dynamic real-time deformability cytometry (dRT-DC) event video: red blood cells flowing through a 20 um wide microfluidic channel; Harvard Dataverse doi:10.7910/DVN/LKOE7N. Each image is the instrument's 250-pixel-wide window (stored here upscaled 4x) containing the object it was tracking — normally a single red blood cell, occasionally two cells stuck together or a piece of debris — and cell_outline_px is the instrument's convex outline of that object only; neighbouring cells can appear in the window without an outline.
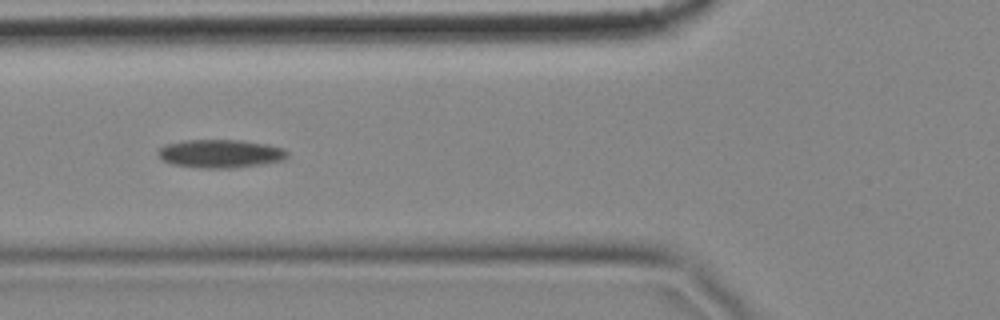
{"species": "common noctule bat (a hibernating species)", "species_latin": "Nyctalus noctula", "temperature_condition": "cold", "stored_images_in_passage": 12, "camera_frame_rate_fps": 3000, "um_per_image_px": 0.085, "animal": {"sex": "female", "body_mass_g": 18.4}, "frame": {"image": 1, "passage_image": 3, "time_ms": 0.667, "image_size_px": [1000, 320], "cell_outline_px": [[288, 156], [280, 160], [264, 164], [232, 168], [208, 168], [172, 164], [164, 160], [156, 152], [164, 144], [184, 140], [240, 140], [268, 144], [284, 148], [288, 152]], "centroid_in_image_um": [18.74, 13.05], "position_along_channel_um": 107.1, "area_um2": 21.27}}
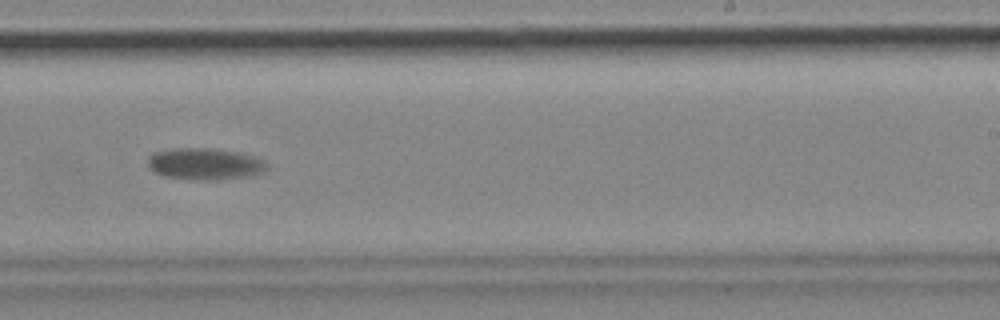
{"frame": {"image": 2, "passage_image": 7, "time_ms": 2.0, "image_size_px": [1000, 320], "cell_outline_px": [[268, 168], [264, 172], [252, 176], [216, 180], [196, 180], [164, 176], [148, 168], [148, 156], [156, 152], [176, 148], [208, 148], [236, 152], [256, 156], [264, 160], [268, 164]], "centroid_in_image_um": [17.46, 13.94], "position_along_channel_um": 271.5, "area_um2": 22.14}}
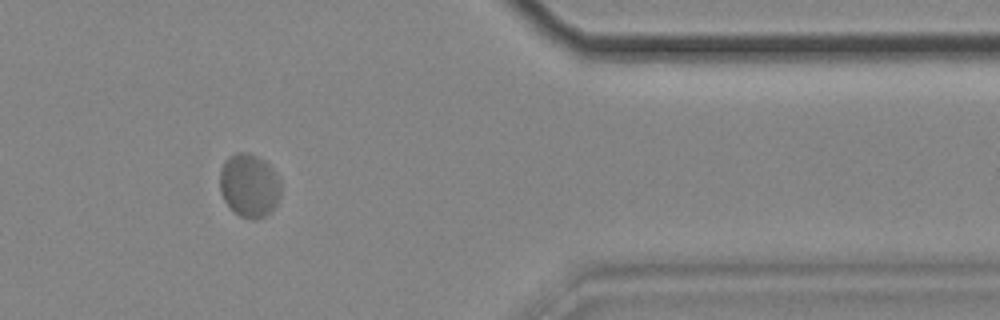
{"frame": {"image": 3, "passage_image": 10, "time_ms": 3.0, "image_size_px": [1000, 320], "cell_outline_px": [[280, 196], [276, 204], [264, 216], [256, 220], [248, 220], [240, 216], [224, 200], [220, 192], [220, 168], [224, 160], [228, 156], [236, 152], [248, 152], [256, 156], [268, 164], [272, 168], [280, 180]], "centroid_in_image_um": [21.16, 15.75], "position_along_channel_um": 390.2, "area_um2": 22.6}}